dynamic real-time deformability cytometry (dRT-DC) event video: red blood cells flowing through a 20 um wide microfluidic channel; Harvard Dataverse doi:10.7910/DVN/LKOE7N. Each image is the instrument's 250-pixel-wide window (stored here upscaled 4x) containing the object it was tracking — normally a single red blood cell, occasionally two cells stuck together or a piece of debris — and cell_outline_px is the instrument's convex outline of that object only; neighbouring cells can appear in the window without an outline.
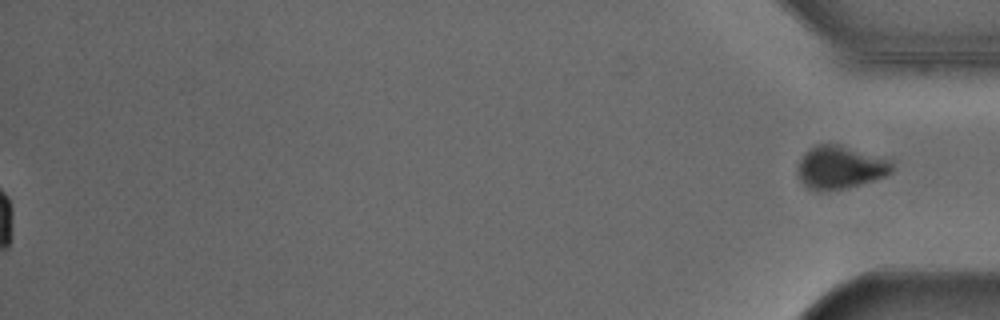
{"species": "Egyptian fruit bat (a non-hibernating species)", "species_latin": "Rousettus aegyptiacus", "temperature_condition": "cold", "stored_images_in_passage": 48, "segment_of_instrument_passage": [2, 2], "camera_frame_rate_fps": 3000, "um_per_image_px": 0.085, "animal": {"sex": "male"}, "frame": {"image": 1, "passage_image": 48, "time_ms": 15.667, "image_size_px": [1000, 320], "cell_outline_px": [[892, 172], [884, 176], [848, 188], [824, 192], [816, 192], [808, 188], [800, 180], [796, 172], [796, 168], [804, 152], [816, 144], [840, 144], [892, 160]], "centroid_in_image_um": [71.37, 14.24], "position_along_channel_um": 363.8, "area_um2": 23.99}}